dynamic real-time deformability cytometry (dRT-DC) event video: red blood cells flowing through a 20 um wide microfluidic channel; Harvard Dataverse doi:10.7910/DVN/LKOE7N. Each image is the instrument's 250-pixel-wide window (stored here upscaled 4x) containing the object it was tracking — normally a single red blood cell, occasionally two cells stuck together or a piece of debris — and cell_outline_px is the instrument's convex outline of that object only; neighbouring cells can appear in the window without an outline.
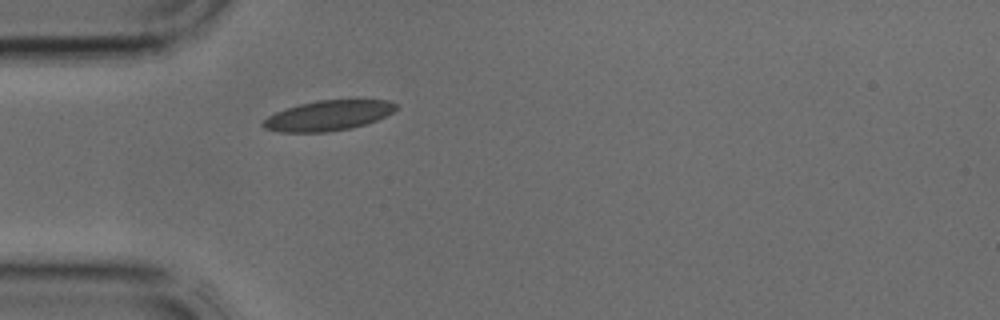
{"species": "common noctule bat (a hibernating species)", "species_latin": "Nyctalus noctula", "temperature_condition": "cold", "stored_images_in_passage": 1, "camera_frame_rate_fps": 3000, "um_per_image_px": 0.085, "animal": {"sex": "male", "body_mass_g": 17.9, "forearm_length_mm": 54.2}, "frame": {"image": 1, "passage_image": 1, "time_ms": 0.0, "image_size_px": [1000, 320], "cell_outline_px": [[396, 108], [392, 112], [376, 120], [352, 128], [328, 132], [280, 132], [264, 128], [260, 124], [268, 116], [276, 112], [300, 104], [316, 100], [388, 100], [396, 104]], "centroid_in_image_um": [27.86, 9.83], "position_along_channel_um": 57.1, "area_um2": 23.12}}